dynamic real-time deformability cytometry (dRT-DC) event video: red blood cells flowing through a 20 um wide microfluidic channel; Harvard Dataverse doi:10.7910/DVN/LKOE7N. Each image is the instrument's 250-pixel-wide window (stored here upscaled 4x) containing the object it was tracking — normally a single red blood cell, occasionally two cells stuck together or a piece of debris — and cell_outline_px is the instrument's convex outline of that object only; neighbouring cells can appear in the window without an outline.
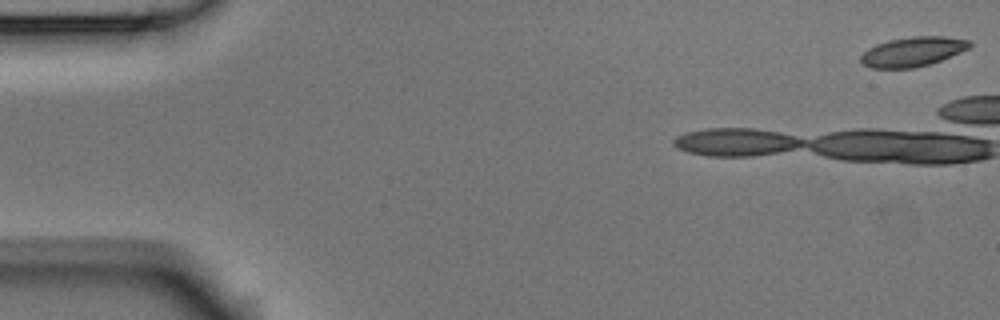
{"species": "Egyptian fruit bat (a non-hibernating species)", "species_latin": "Rousettus aegyptiacus", "temperature_condition": "room temperature", "stored_images_in_passage": 5, "camera_frame_rate_fps": 3000, "um_per_image_px": 0.085, "animal": {"sex": "male"}, "frame": {"image": 1, "passage_image": 1, "time_ms": 0.0, "image_size_px": [1000, 320], "cell_outline_px": [[972, 44], [968, 48], [960, 52], [940, 60], [928, 64], [912, 68], [872, 68], [864, 64], [860, 60], [860, 56], [868, 48], [876, 44], [888, 40], [912, 36], [944, 36], [968, 40]], "centroid_in_image_um": [77.55, 4.38], "position_along_channel_um": 7.4, "area_um2": 18.55}}